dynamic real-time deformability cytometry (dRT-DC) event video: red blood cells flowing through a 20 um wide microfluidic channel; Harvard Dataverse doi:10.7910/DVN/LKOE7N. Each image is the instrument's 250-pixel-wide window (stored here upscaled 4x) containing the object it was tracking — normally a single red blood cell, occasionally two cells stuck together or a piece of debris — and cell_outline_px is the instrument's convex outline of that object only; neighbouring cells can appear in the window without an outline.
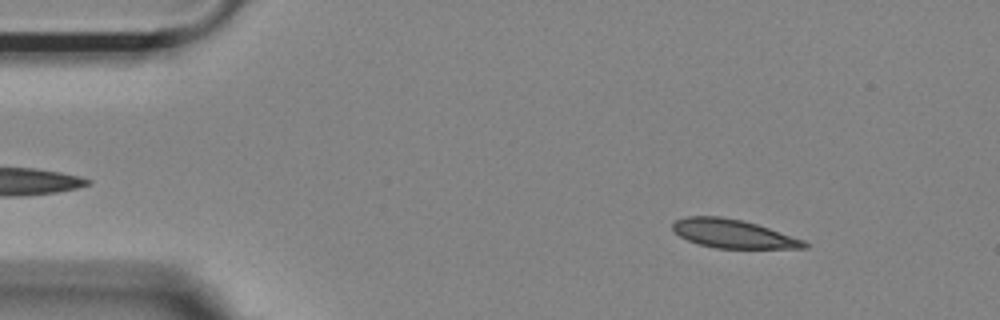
{"species": "Egyptian fruit bat (a non-hibernating species)", "species_latin": "Rousettus aegyptiacus", "temperature_condition": "room temperature", "stored_images_in_passage": 15, "camera_frame_rate_fps": 3000, "um_per_image_px": 0.085, "animal": {"sex": "female"}, "frame": {"image": 1, "passage_image": 6, "time_ms": 1.667, "image_size_px": [1000, 320], "cell_outline_px": [[812, 244], [808, 248], [716, 248], [700, 244], [688, 240], [672, 232], [672, 224], [676, 220], [688, 216], [720, 216], [740, 220], [756, 224], [804, 240]], "centroid_in_image_um": [62.31, 19.87], "position_along_channel_um": 22.7, "area_um2": 21.79}}